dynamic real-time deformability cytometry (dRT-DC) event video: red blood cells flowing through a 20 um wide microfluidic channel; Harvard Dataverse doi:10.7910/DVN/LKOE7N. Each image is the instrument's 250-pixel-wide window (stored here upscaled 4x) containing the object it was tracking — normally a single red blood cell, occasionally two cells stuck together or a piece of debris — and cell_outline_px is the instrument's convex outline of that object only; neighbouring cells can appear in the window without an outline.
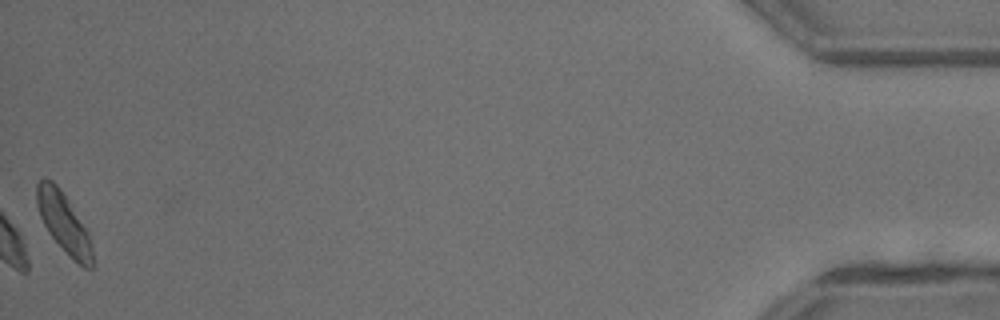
{"species": "common noctule bat (a hibernating species)", "species_latin": "Nyctalus noctula", "temperature_condition": "warm", "stored_images_in_passage": 23, "camera_frame_rate_fps": 3000, "um_per_image_px": 0.085, "animal": {"sex": "male", "body_mass_g": 13.3}, "frame": {"image": 1, "passage_image": 23, "time_ms": 7.333, "image_size_px": [1000, 320], "cell_outline_px": [[92, 268], [84, 268], [48, 232], [40, 216], [36, 204], [36, 184], [44, 176], [52, 180], [60, 188], [68, 200], [88, 232], [92, 252]], "centroid_in_image_um": [5.38, 18.84], "position_along_channel_um": 429.8, "area_um2": 18.79}}